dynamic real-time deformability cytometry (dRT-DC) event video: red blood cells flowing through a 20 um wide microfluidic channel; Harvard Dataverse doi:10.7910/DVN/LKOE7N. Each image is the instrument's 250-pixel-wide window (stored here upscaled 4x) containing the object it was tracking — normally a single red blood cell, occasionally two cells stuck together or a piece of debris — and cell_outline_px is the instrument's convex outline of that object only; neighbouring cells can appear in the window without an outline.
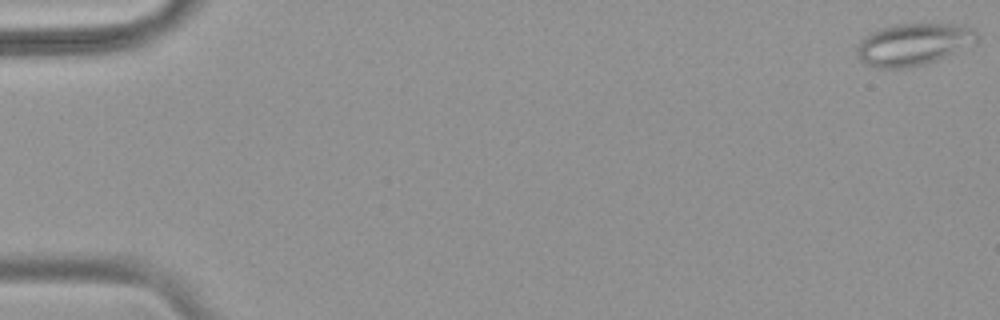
{"species": "common noctule bat (a hibernating species)", "species_latin": "Nyctalus noctula", "temperature_condition": "warm", "stored_images_in_passage": 55, "camera_frame_rate_fps": 3000, "um_per_image_px": 0.085, "animal": {"sex": "female", "body_mass_g": 18.4}, "frame": {"image": 1, "passage_image": 1, "time_ms": 0.0, "image_size_px": [1000, 320], "cell_outline_px": [[980, 36], [976, 44], [936, 60], [924, 64], [904, 68], [876, 68], [864, 64], [856, 56], [856, 48], [860, 40], [868, 32], [892, 24], [964, 24], [972, 28]], "centroid_in_image_um": [77.63, 3.76], "position_along_channel_um": 7.4, "area_um2": 30.0}}
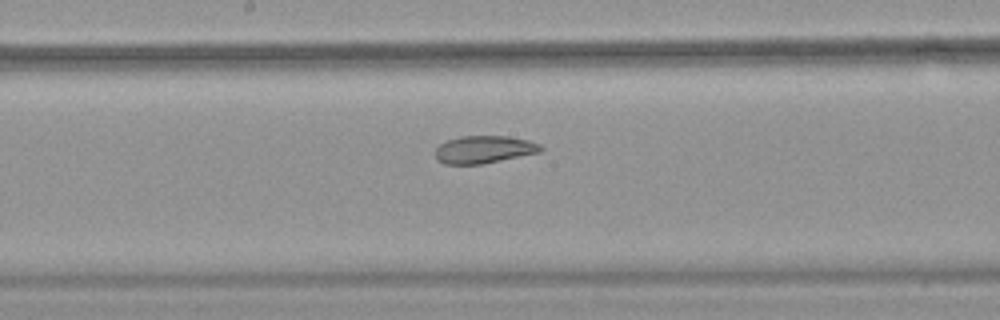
{"frame": {"image": 2, "passage_image": 30, "time_ms": 9.667, "image_size_px": [1000, 320], "cell_outline_px": [[544, 148], [540, 152], [484, 164], [444, 164], [436, 160], [436, 148], [440, 144], [448, 140], [460, 136], [508, 136], [528, 140], [540, 144]], "centroid_in_image_um": [41.15, 12.71], "position_along_channel_um": 207.1, "area_um2": 16.99}}
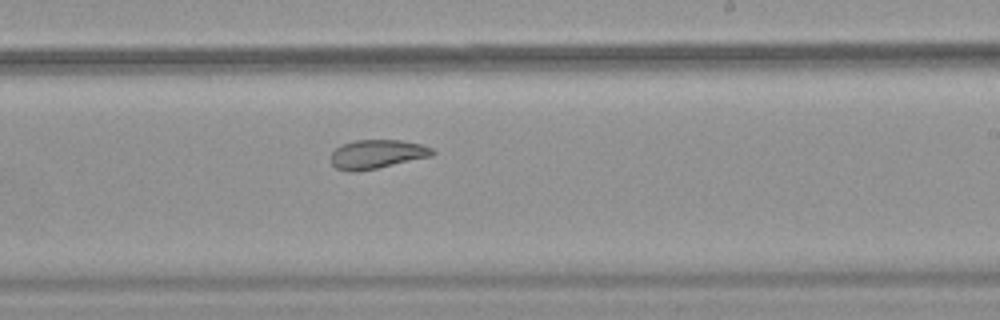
{"frame": {"image": 3, "passage_image": 34, "time_ms": 11.0, "image_size_px": [1000, 320], "cell_outline_px": [[436, 152], [432, 156], [376, 168], [356, 172], [348, 172], [336, 168], [332, 164], [332, 152], [340, 144], [356, 140], [400, 140], [420, 144], [432, 148]], "centroid_in_image_um": [32.03, 13.1], "position_along_channel_um": 257.0, "area_um2": 17.05}, "authors_computed_cell_mechanics": {"area_um2": 22.542, "velocity_mm_per_s": 3.7649, "shape_relaxation_time_tau1_ms": null, "shape_relaxation_time_tau2_ms": 2.6695, "deformation_change_tau1": null, "deformation_change_tau2": 0.0864}}